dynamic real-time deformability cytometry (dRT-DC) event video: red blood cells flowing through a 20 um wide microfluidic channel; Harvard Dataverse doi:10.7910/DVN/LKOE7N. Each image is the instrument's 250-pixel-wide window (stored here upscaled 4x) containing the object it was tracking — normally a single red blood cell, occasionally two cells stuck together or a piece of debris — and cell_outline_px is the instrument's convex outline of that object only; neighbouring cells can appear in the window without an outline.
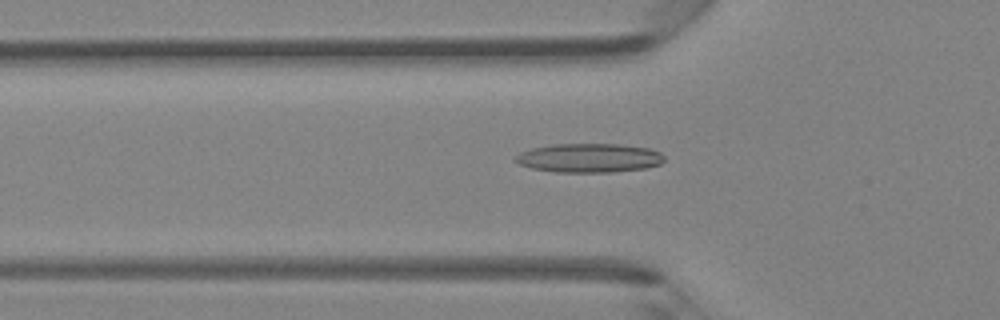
{"species": "Egyptian fruit bat (a non-hibernating species)", "species_latin": "Rousettus aegyptiacus", "temperature_condition": "room temperature", "stored_images_in_passage": 29, "camera_frame_rate_fps": 3000, "um_per_image_px": 0.085, "animal": {"sex": "female"}, "frame": {"image": 1, "passage_image": 16, "time_ms": 5.0, "image_size_px": [1000, 320], "cell_outline_px": [[664, 160], [660, 164], [648, 168], [612, 172], [556, 172], [532, 168], [520, 164], [512, 160], [520, 152], [532, 148], [552, 144], [620, 144], [648, 148], [660, 152], [664, 156]], "centroid_in_image_um": [50.08, 13.42], "position_along_channel_um": 75.7, "area_um2": 25.26}}
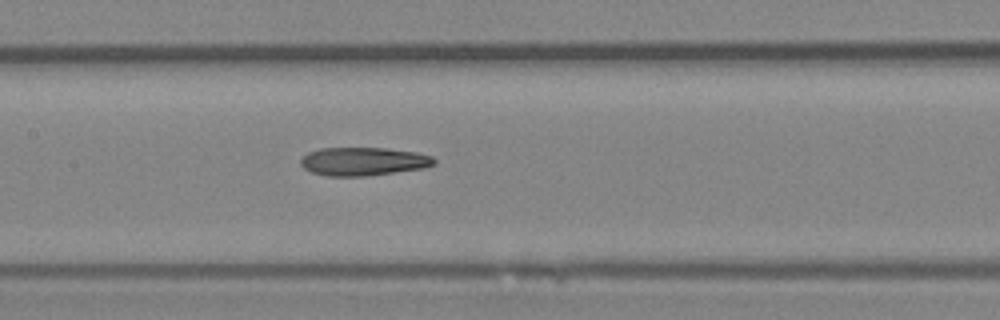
{"frame": {"image": 2, "passage_image": 23, "time_ms": 7.333, "image_size_px": [1000, 320], "cell_outline_px": [[436, 164], [424, 168], [368, 176], [328, 176], [312, 172], [304, 168], [300, 164], [300, 160], [308, 152], [320, 148], [388, 148], [416, 152], [432, 156], [436, 160]], "centroid_in_image_um": [30.91, 13.72], "position_along_channel_um": 176.5, "area_um2": 22.14}}
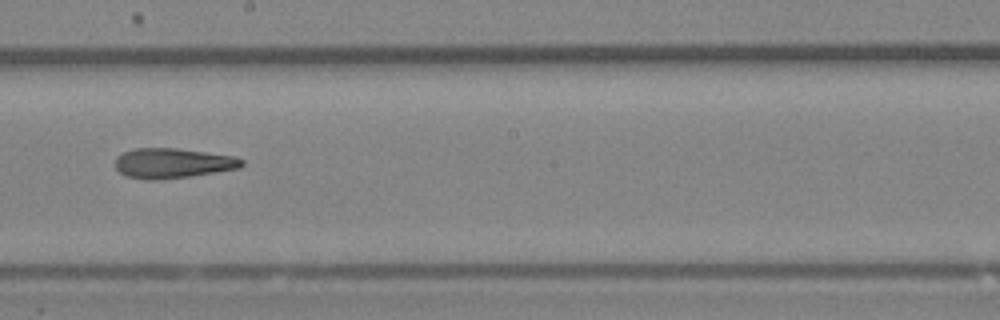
{"frame": {"image": 3, "passage_image": 27, "time_ms": 8.667, "image_size_px": [1000, 320], "cell_outline_px": [[244, 164], [240, 168], [192, 176], [160, 180], [148, 180], [124, 176], [116, 168], [116, 156], [132, 148], [176, 148], [232, 156], [244, 160]], "centroid_in_image_um": [14.65, 13.88], "position_along_channel_um": 233.5, "area_um2": 22.2}}